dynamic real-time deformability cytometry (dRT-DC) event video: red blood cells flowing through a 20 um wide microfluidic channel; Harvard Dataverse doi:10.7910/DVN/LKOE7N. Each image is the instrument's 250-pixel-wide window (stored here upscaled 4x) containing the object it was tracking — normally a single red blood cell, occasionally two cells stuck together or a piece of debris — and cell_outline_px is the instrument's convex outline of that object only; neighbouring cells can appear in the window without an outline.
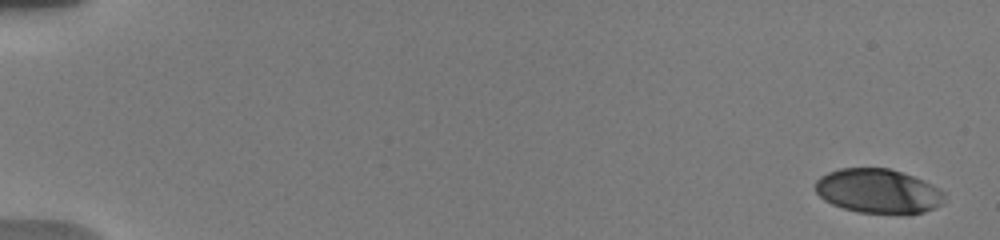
{"species": "human", "species_latin": "Homo sapiens", "temperature_condition": "warm", "stored_images_in_passage": 8, "camera_frame_rate_fps": 3000, "um_per_image_px": 0.085, "donor": {"sex": "male"}, "frame": {"image": 1, "passage_image": 1, "time_ms": 0.0, "image_size_px": [1000, 240], "cell_outline_px": [[944, 204], [936, 208], [924, 212], [908, 216], [856, 212], [832, 204], [824, 200], [816, 192], [816, 180], [820, 176], [828, 172], [840, 168], [888, 168], [924, 180], [940, 188], [944, 192]], "centroid_in_image_um": [74.7, 16.28], "position_along_channel_um": 10.3, "area_um2": 34.1}}
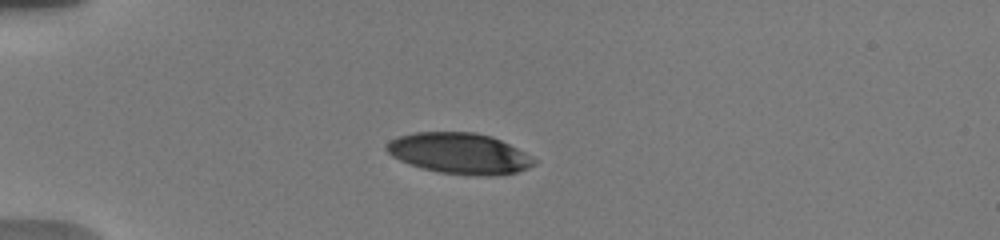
{"frame": {"image": 2, "passage_image": 6, "time_ms": 4.667, "image_size_px": [1000, 240], "cell_outline_px": [[536, 164], [528, 168], [516, 172], [492, 176], [480, 176], [440, 172], [420, 168], [408, 164], [392, 156], [384, 148], [384, 144], [396, 136], [416, 132], [476, 132], [492, 136], [532, 156], [536, 160]], "centroid_in_image_um": [39.02, 13.03], "position_along_channel_um": 46.0, "area_um2": 35.32}}
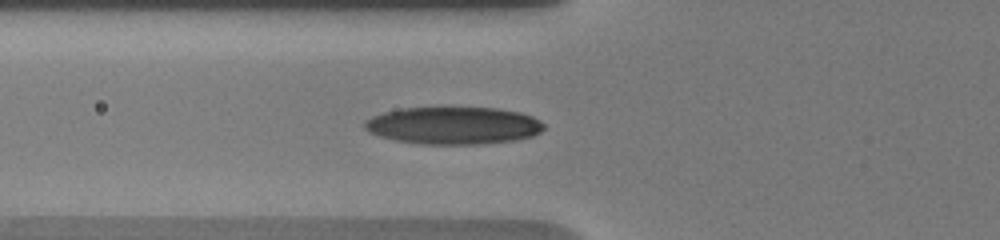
{"frame": {"image": 3, "passage_image": 8, "time_ms": 6.667, "image_size_px": [1000, 240], "cell_outline_px": [[544, 128], [540, 132], [532, 136], [516, 140], [480, 144], [420, 144], [396, 140], [380, 136], [368, 132], [364, 128], [364, 120], [372, 116], [384, 112], [400, 108], [444, 104], [500, 108], [520, 112], [532, 116], [540, 120], [544, 124]], "centroid_in_image_um": [38.52, 10.61], "position_along_channel_um": 87.3, "area_um2": 40.63}}